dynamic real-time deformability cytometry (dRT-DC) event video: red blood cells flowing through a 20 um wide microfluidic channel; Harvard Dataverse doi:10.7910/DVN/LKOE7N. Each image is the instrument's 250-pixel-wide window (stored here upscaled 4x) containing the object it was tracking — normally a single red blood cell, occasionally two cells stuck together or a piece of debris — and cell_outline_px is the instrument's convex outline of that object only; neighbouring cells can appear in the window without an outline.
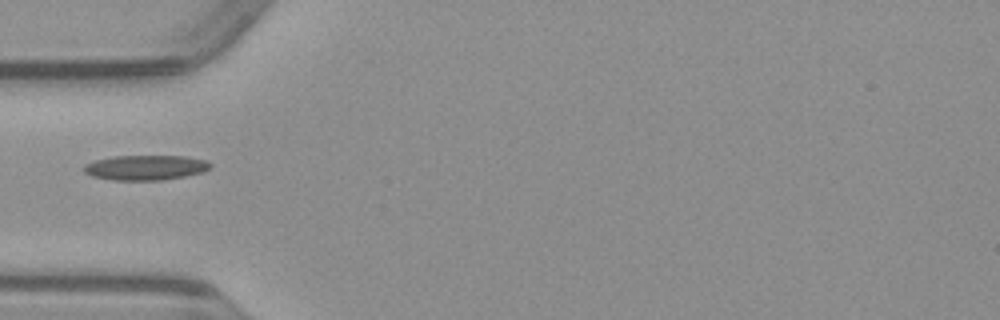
{"species": "common noctule bat (a hibernating species)", "species_latin": "Nyctalus noctula", "temperature_condition": "warm", "stored_images_in_passage": 12, "camera_frame_rate_fps": 3000, "um_per_image_px": 0.085, "animal": {"sex": "male", "body_mass_g": 23.1, "forearm_length_mm": 52.7}, "frame": {"image": 1, "passage_image": 1, "time_ms": 0.0, "image_size_px": [1000, 320], "cell_outline_px": [[212, 164], [208, 168], [200, 172], [184, 176], [164, 180], [112, 180], [92, 176], [84, 172], [84, 164], [96, 160], [112, 156], [184, 156], [208, 160]], "centroid_in_image_um": [12.35, 14.24], "position_along_channel_um": 72.6, "area_um2": 18.32}}
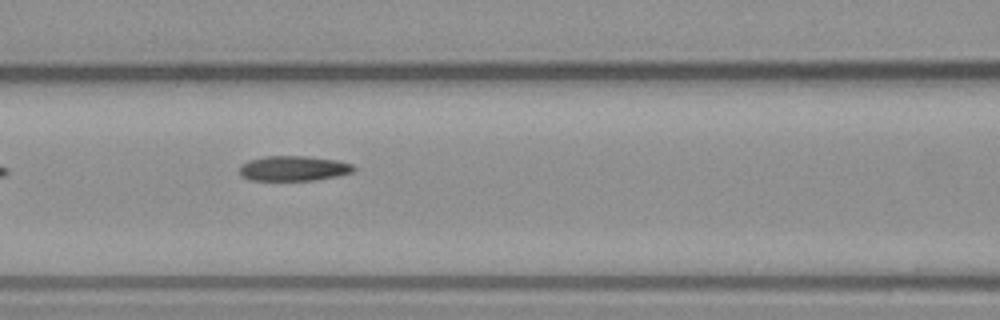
{"frame": {"image": 2, "passage_image": 6, "time_ms": 1.667, "image_size_px": [1000, 320], "cell_outline_px": [[356, 168], [352, 172], [340, 176], [316, 180], [252, 180], [240, 176], [240, 164], [248, 160], [264, 156], [308, 156], [340, 160], [352, 164]], "centroid_in_image_um": [24.97, 14.3], "position_along_channel_um": 141.6, "area_um2": 16.94}}